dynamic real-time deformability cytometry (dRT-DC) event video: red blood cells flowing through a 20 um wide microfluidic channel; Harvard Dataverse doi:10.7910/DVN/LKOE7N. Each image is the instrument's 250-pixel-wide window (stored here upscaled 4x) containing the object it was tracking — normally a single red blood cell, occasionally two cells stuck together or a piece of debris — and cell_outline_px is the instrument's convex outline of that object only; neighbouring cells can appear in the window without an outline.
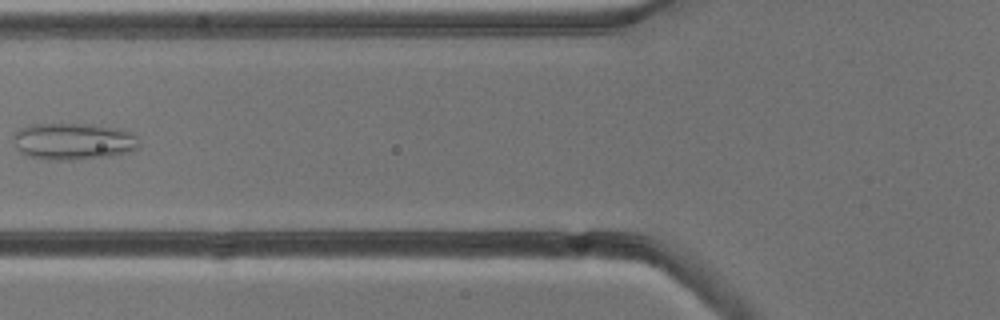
{"species": "common noctule bat (a hibernating species)", "species_latin": "Nyctalus noctula", "temperature_condition": "cold", "stored_images_in_passage": 6, "camera_frame_rate_fps": 3000, "um_per_image_px": 0.085, "animal": {"sex": "male", "body_mass_g": 13.3}, "frame": {"image": 1, "passage_image": 5, "time_ms": 4.667, "image_size_px": [1000, 320], "cell_outline_px": [[140, 148], [132, 152], [108, 156], [68, 160], [48, 160], [28, 156], [20, 152], [16, 148], [12, 136], [20, 128], [32, 124], [88, 124], [116, 128], [132, 132], [136, 136], [140, 144]], "centroid_in_image_um": [6.25, 12.02], "position_along_channel_um": 119.6, "area_um2": 27.17}}